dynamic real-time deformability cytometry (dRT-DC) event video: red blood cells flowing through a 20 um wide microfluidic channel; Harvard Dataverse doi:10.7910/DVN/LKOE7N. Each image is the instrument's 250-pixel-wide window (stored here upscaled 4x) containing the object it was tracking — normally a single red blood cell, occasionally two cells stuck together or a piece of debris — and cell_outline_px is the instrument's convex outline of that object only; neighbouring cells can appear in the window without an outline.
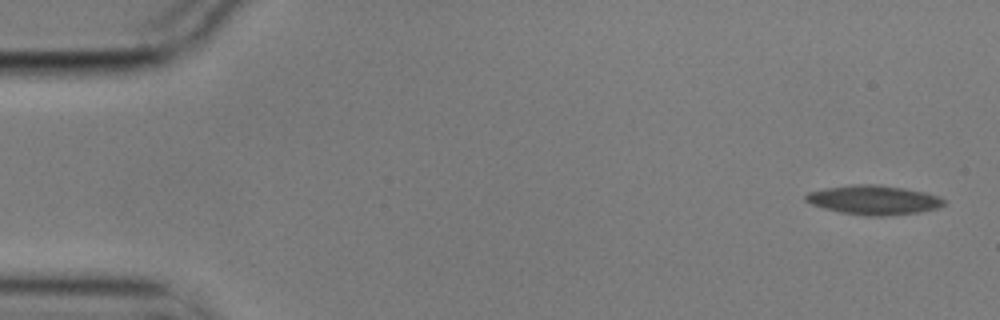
{"species": "common noctule bat (a hibernating species)", "species_latin": "Nyctalus noctula", "temperature_condition": "cold", "stored_images_in_passage": 6, "camera_frame_rate_fps": 3000, "um_per_image_px": 0.085, "animal": {"sex": "male", "body_mass_g": 17.9}, "frame": {"image": 1, "passage_image": 1, "time_ms": 0.0, "image_size_px": [1000, 320], "cell_outline_px": [[944, 204], [940, 208], [920, 212], [884, 216], [864, 216], [840, 212], [824, 208], [812, 204], [804, 200], [804, 196], [808, 192], [824, 188], [852, 184], [876, 184], [904, 188], [924, 192], [936, 196], [944, 200]], "centroid_in_image_um": [74.24, 17.0], "position_along_channel_um": 10.8, "area_um2": 23.64}}
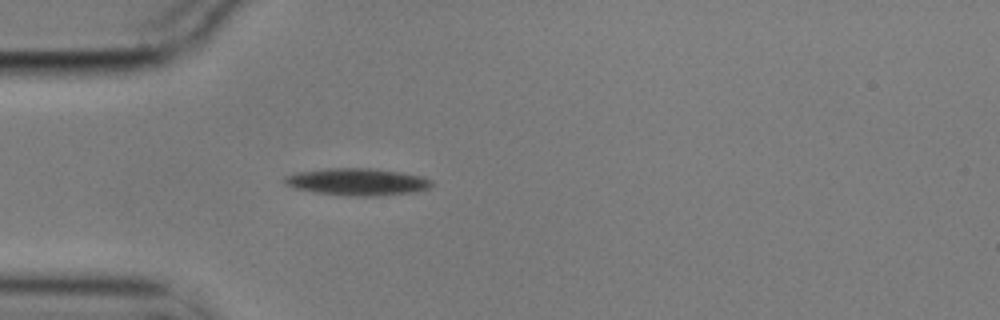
{"frame": {"image": 2, "passage_image": 4, "time_ms": 1.0, "image_size_px": [1000, 320], "cell_outline_px": [[432, 184], [428, 188], [412, 192], [372, 196], [356, 196], [316, 192], [296, 188], [288, 184], [284, 180], [284, 176], [296, 172], [328, 168], [372, 168], [400, 172], [424, 176], [432, 180]], "centroid_in_image_um": [30.39, 15.44], "position_along_channel_um": 54.6, "area_um2": 22.95}}